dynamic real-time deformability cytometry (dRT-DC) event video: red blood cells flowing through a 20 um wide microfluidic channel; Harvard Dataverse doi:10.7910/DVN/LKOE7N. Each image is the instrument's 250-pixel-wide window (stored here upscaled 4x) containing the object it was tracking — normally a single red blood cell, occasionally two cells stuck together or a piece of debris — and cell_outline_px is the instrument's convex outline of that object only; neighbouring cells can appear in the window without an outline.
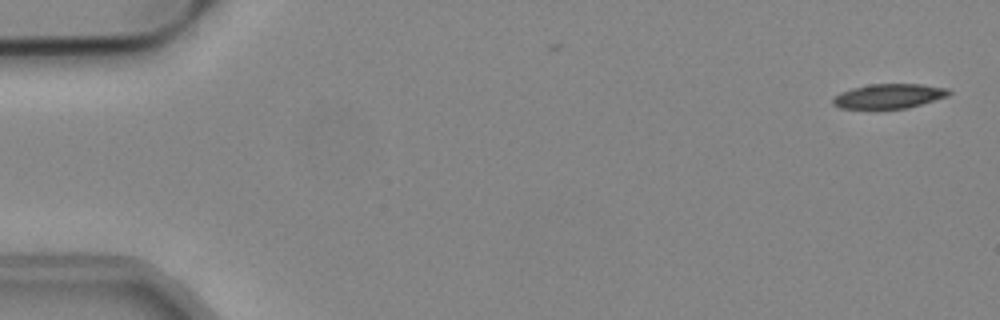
{"species": "common noctule bat (a hibernating species)", "species_latin": "Nyctalus noctula", "temperature_condition": "cold", "stored_images_in_passage": 23, "camera_frame_rate_fps": 3000, "um_per_image_px": 0.085, "animal": {"sex": "male", "body_mass_g": 19.2, "forearm_length_mm": 51.8}, "frame": {"image": 1, "passage_image": 1, "time_ms": 0.0, "image_size_px": [1000, 320], "cell_outline_px": [[952, 92], [948, 96], [908, 108], [880, 112], [840, 108], [832, 104], [832, 100], [840, 92], [852, 88], [872, 84], [920, 84], [948, 88]], "centroid_in_image_um": [75.52, 8.23], "position_along_channel_um": 9.5, "area_um2": 17.46}}
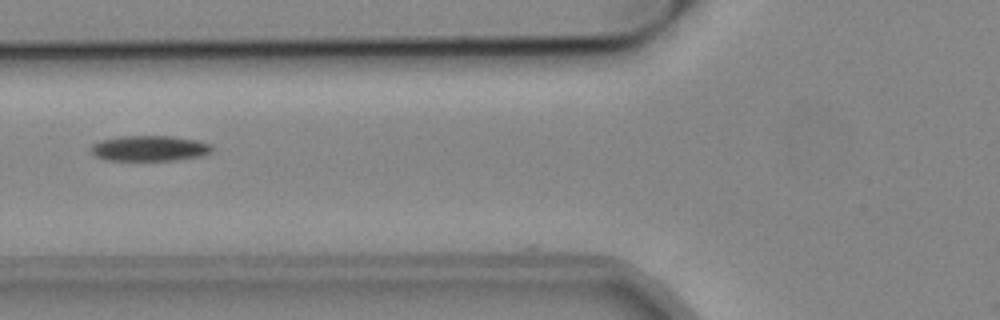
{"frame": {"image": 2, "passage_image": 20, "time_ms": 6.333, "image_size_px": [1000, 320], "cell_outline_px": [[212, 152], [204, 156], [176, 160], [104, 160], [96, 156], [88, 148], [92, 144], [100, 140], [120, 136], [172, 136], [196, 140], [212, 144]], "centroid_in_image_um": [12.71, 12.61], "position_along_channel_um": 113.1, "area_um2": 18.21}}